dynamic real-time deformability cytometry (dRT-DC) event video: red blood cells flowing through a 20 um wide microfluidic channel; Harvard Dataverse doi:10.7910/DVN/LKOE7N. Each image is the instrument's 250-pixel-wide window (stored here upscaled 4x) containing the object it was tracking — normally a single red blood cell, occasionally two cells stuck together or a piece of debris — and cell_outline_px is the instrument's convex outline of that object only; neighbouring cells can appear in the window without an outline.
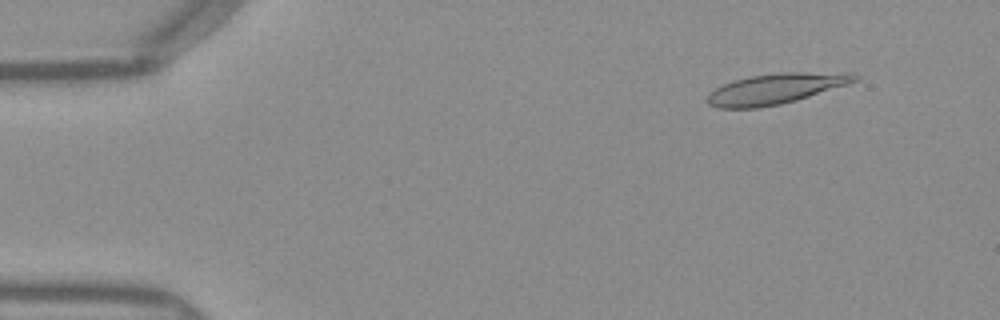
{"species": "Egyptian fruit bat (a non-hibernating species)", "species_latin": "Rousettus aegyptiacus", "temperature_condition": "warm", "stored_images_in_passage": 50, "camera_frame_rate_fps": 3000, "um_per_image_px": 0.085, "frame": {"image": 1, "passage_image": 5, "time_ms": 1.333, "image_size_px": [1000, 320], "cell_outline_px": [[860, 80], [848, 84], [796, 100], [780, 104], [756, 108], [716, 108], [708, 104], [704, 100], [708, 92], [732, 80], [752, 76], [776, 72], [852, 72], [860, 76]], "centroid_in_image_um": [65.94, 7.53], "position_along_channel_um": 19.1, "area_um2": 26.53}}
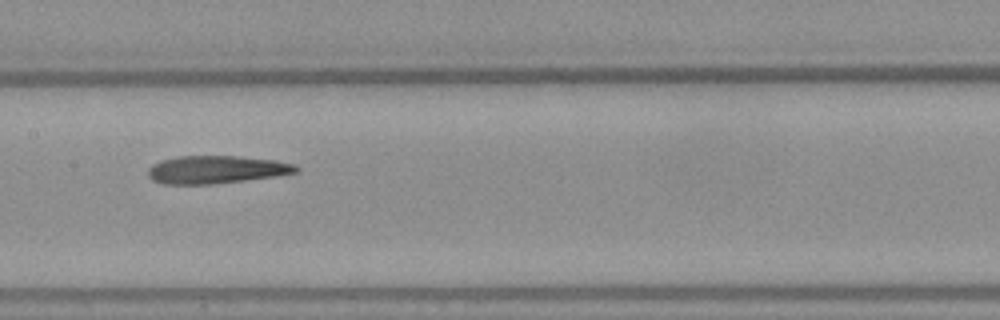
{"frame": {"image": 2, "passage_image": 25, "time_ms": 8.0, "image_size_px": [1000, 320], "cell_outline_px": [[300, 172], [276, 176], [212, 184], [164, 184], [152, 180], [148, 176], [148, 168], [152, 164], [160, 160], [176, 156], [236, 156], [276, 160], [296, 164], [300, 168]], "centroid_in_image_um": [18.39, 14.41], "position_along_channel_um": 189.0, "area_um2": 24.22}}
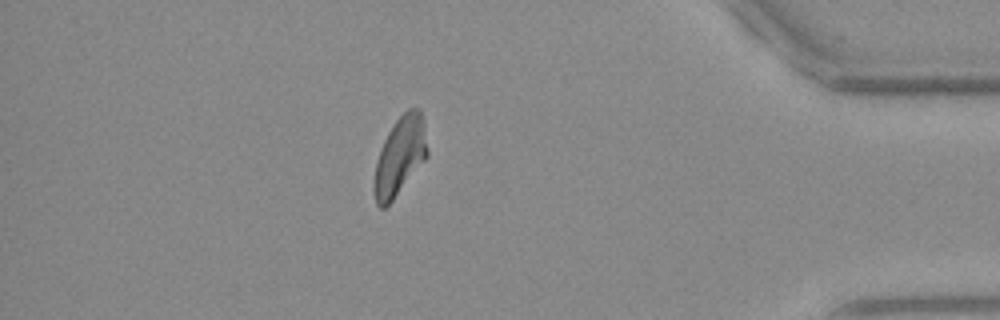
{"frame": {"image": 3, "passage_image": 44, "time_ms": 14.333, "image_size_px": [1000, 320], "cell_outline_px": [[428, 156], [392, 200], [384, 208], [380, 208], [376, 204], [372, 188], [376, 160], [380, 148], [392, 124], [408, 108], [420, 108], [424, 120], [428, 148]], "centroid_in_image_um": [33.98, 13.25], "position_along_channel_um": 401.2, "area_um2": 24.51}, "authors_computed_cell_mechanics": {"area_um2": 24.8251, "velocity_mm_per_s": 3.9787, "shape_relaxation_time_tau1_ms": null, "shape_relaxation_time_tau2_ms": 3.7336, "deformation_change_tau1": null, "deformation_change_tau2": 0.1321}}